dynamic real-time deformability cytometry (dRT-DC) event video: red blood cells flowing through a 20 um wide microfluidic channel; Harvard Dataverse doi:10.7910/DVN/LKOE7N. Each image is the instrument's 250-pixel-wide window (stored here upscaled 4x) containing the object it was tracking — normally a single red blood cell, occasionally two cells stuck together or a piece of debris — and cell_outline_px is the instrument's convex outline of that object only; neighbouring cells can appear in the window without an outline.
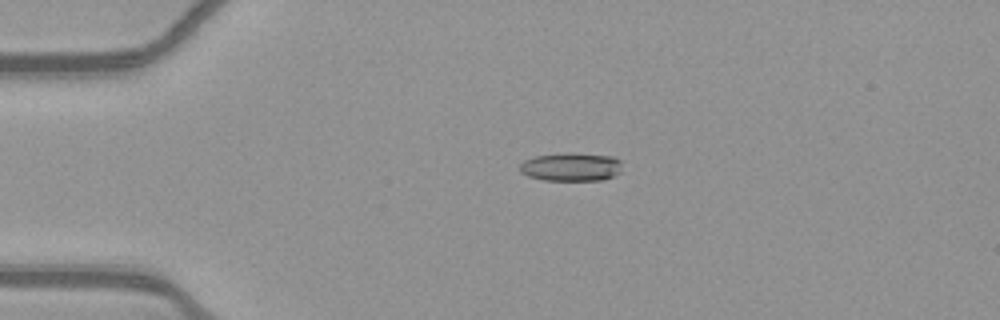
{"species": "common noctule bat (a hibernating species)", "species_latin": "Nyctalus noctula", "temperature_condition": "warm", "stored_images_in_passage": 44, "camera_frame_rate_fps": 3000, "um_per_image_px": 0.085, "animal": {"sex": "female", "body_mass_g": 21.9}, "frame": {"image": 1, "passage_image": 3, "time_ms": 0.667, "image_size_px": [1000, 320], "cell_outline_px": [[620, 172], [604, 180], [544, 180], [528, 176], [520, 172], [520, 164], [524, 160], [536, 156], [568, 152], [572, 152], [612, 156], [620, 160]], "centroid_in_image_um": [48.54, 14.18], "position_along_channel_um": 36.5, "area_um2": 16.99}}
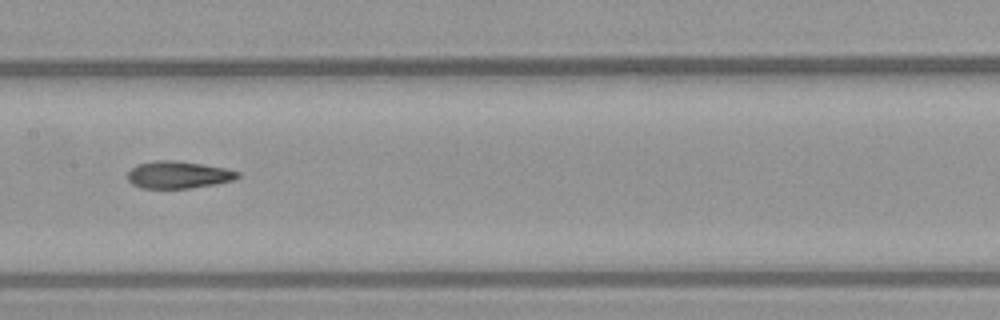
{"frame": {"image": 2, "passage_image": 18, "time_ms": 5.667, "image_size_px": [1000, 320], "cell_outline_px": [[240, 176], [232, 180], [216, 184], [188, 188], [140, 188], [132, 184], [128, 180], [128, 172], [136, 164], [156, 160], [176, 160], [204, 164], [228, 168], [240, 172]], "centroid_in_image_um": [15.16, 14.84], "position_along_channel_um": 192.2, "area_um2": 17.63}}
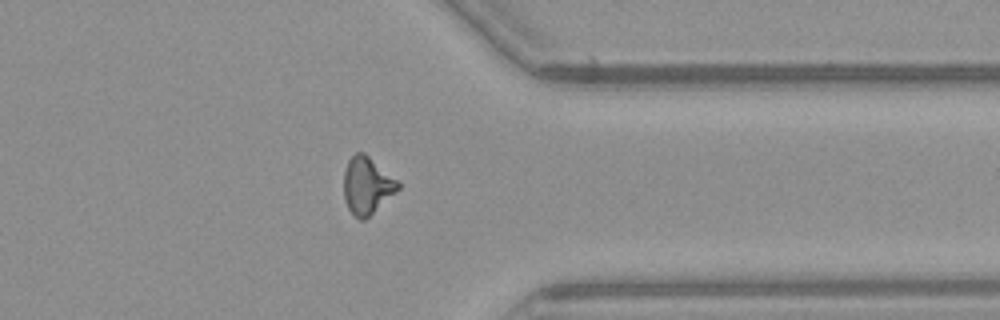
{"frame": {"image": 3, "passage_image": 33, "time_ms": 10.667, "image_size_px": [1000, 320], "cell_outline_px": [[400, 188], [396, 192], [364, 220], [360, 220], [348, 208], [344, 200], [344, 172], [348, 160], [356, 152], [364, 152], [396, 180], [400, 184]], "centroid_in_image_um": [31.17, 15.76], "position_along_channel_um": 380.2, "area_um2": 17.69}, "authors_computed_cell_mechanics": {"area_um2": 17.4556, "velocity_mm_per_s": 3.9081, "shape_relaxation_time_tau1_ms": null, "shape_relaxation_time_tau2_ms": 3.0952, "deformation_change_tau1": null, "deformation_change_tau2": 0.127}}